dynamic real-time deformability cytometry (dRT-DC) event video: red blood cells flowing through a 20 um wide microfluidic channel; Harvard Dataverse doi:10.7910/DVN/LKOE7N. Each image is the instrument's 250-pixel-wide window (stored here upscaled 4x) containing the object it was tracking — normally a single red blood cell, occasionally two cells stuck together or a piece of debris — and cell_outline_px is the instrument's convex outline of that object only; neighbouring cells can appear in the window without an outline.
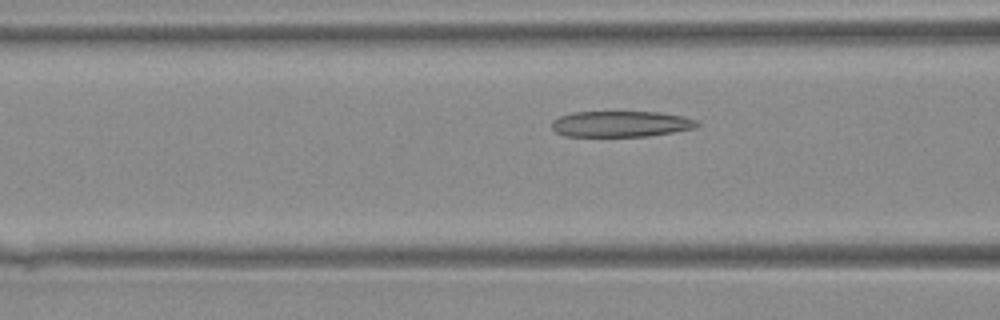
{"species": "Egyptian fruit bat (a non-hibernating species)", "species_latin": "Rousettus aegyptiacus", "temperature_condition": "warm", "stored_images_in_passage": 6, "camera_frame_rate_fps": 3000, "um_per_image_px": 0.085, "animal": {"sex": "female"}, "frame": {"image": 1, "passage_image": 6, "time_ms": 1.667, "image_size_px": [1000, 320], "cell_outline_px": [[700, 124], [696, 128], [648, 136], [564, 136], [556, 132], [552, 128], [552, 120], [560, 116], [572, 112], [660, 112], [684, 116], [700, 120]], "centroid_in_image_um": [52.81, 10.53], "position_along_channel_um": 113.8, "area_um2": 22.14}}